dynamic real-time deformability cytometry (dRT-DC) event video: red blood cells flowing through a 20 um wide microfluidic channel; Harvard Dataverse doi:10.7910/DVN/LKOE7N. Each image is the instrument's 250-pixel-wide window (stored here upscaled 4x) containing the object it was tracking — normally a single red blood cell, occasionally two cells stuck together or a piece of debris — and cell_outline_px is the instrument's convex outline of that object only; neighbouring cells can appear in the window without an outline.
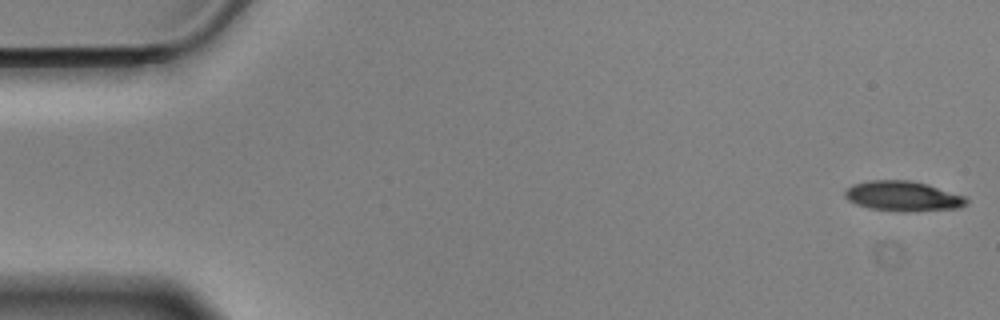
{"species": "Egyptian fruit bat (a non-hibernating species)", "species_latin": "Rousettus aegyptiacus", "temperature_condition": "cold", "stored_images_in_passage": 57, "camera_frame_rate_fps": 3000, "um_per_image_px": 0.085, "animal": {"sex": "male"}, "frame": {"image": 1, "passage_image": 1, "time_ms": 0.0, "image_size_px": [1000, 320], "cell_outline_px": [[968, 204], [960, 208], [900, 212], [868, 208], [856, 204], [848, 200], [844, 196], [844, 192], [852, 184], [868, 180], [908, 180], [928, 184], [968, 196]], "centroid_in_image_um": [76.79, 16.67], "position_along_channel_um": 8.2, "area_um2": 21.62}}
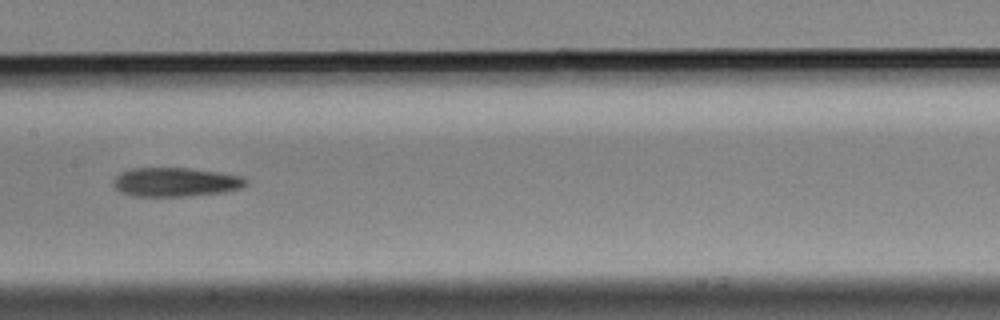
{"frame": {"image": 2, "passage_image": 28, "time_ms": 9.0, "image_size_px": [1000, 320], "cell_outline_px": [[248, 184], [240, 188], [220, 192], [184, 196], [132, 196], [120, 192], [112, 184], [112, 180], [120, 172], [132, 168], [188, 168], [220, 172], [240, 176], [248, 180]], "centroid_in_image_um": [14.88, 15.47], "position_along_channel_um": 192.5, "area_um2": 22.37}}
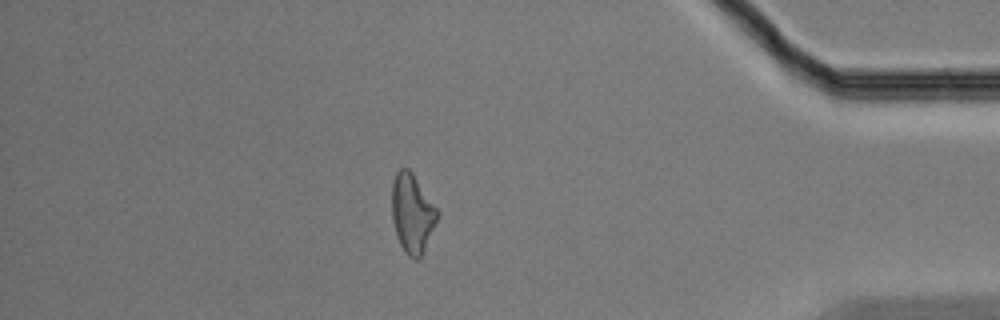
{"frame": {"image": 3, "passage_image": 49, "time_ms": 16.0, "image_size_px": [1000, 320], "cell_outline_px": [[440, 216], [424, 252], [416, 260], [408, 256], [404, 252], [400, 244], [392, 220], [392, 184], [396, 172], [400, 168], [408, 168], [412, 172], [440, 212]], "centroid_in_image_um": [35.06, 18.14], "position_along_channel_um": 400.1, "area_um2": 21.15}, "authors_computed_cell_mechanics": {"area_um2": 21.7328, "velocity_mm_per_s": 3.507, "shape_relaxation_time_tau1_ms": 6.3413, "shape_relaxation_time_tau2_ms": null, "deformation_change_tau1": 0.1676, "deformation_change_tau2": null}}